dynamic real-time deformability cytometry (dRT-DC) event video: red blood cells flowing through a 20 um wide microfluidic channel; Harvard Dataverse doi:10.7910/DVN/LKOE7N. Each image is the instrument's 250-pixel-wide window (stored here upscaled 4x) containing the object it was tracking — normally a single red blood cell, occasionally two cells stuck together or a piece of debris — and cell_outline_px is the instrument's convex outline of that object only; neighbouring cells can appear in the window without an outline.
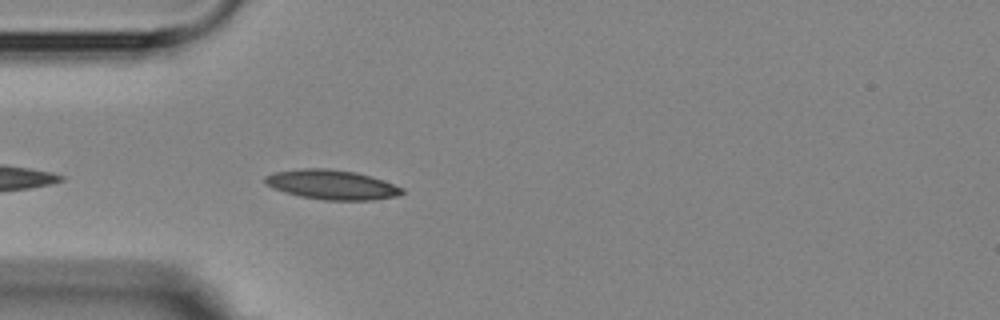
{"species": "Egyptian fruit bat (a non-hibernating species)", "species_latin": "Rousettus aegyptiacus", "temperature_condition": "room temperature", "stored_images_in_passage": 4, "camera_frame_rate_fps": 3000, "um_per_image_px": 0.085, "animal": {"sex": "female"}, "frame": {"image": 1, "passage_image": 4, "time_ms": 3.333, "image_size_px": [1000, 320], "cell_outline_px": [[404, 192], [400, 196], [372, 200], [324, 200], [300, 196], [284, 192], [272, 188], [264, 184], [264, 176], [276, 172], [304, 168], [328, 168], [356, 172], [404, 188]], "centroid_in_image_um": [28.18, 15.7], "position_along_channel_um": 56.8, "area_um2": 23.58}}